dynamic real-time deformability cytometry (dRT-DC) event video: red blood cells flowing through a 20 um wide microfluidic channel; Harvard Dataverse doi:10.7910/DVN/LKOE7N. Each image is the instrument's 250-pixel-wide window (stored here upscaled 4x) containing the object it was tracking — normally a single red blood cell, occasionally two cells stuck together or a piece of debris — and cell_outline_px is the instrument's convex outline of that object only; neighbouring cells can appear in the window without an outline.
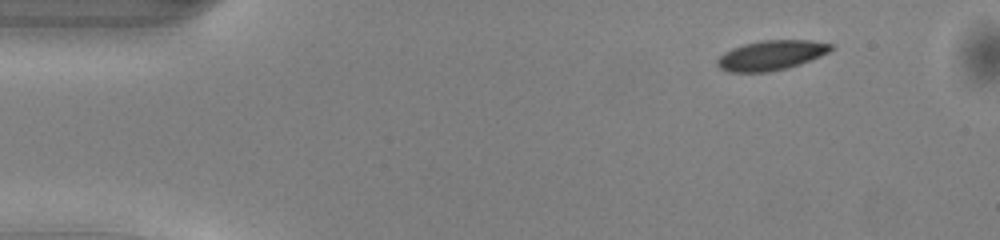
{"species": "common noctule bat (a hibernating species)", "species_latin": "Nyctalus noctula", "temperature_condition": "warm", "stored_images_in_passage": 10, "camera_frame_rate_fps": 3000, "um_per_image_px": 0.085, "animal": {"sex": "male", "body_mass_g": 13.0, "forearm_length_mm": 53.1}, "frame": {"image": 1, "passage_image": 1, "time_ms": 0.0, "image_size_px": [1000, 240], "cell_outline_px": [[832, 48], [828, 52], [820, 56], [800, 64], [768, 72], [728, 72], [720, 68], [716, 64], [716, 60], [724, 52], [732, 48], [744, 44], [760, 40], [812, 40], [832, 44]], "centroid_in_image_um": [65.51, 4.69], "position_along_channel_um": 19.5, "area_um2": 19.65}}